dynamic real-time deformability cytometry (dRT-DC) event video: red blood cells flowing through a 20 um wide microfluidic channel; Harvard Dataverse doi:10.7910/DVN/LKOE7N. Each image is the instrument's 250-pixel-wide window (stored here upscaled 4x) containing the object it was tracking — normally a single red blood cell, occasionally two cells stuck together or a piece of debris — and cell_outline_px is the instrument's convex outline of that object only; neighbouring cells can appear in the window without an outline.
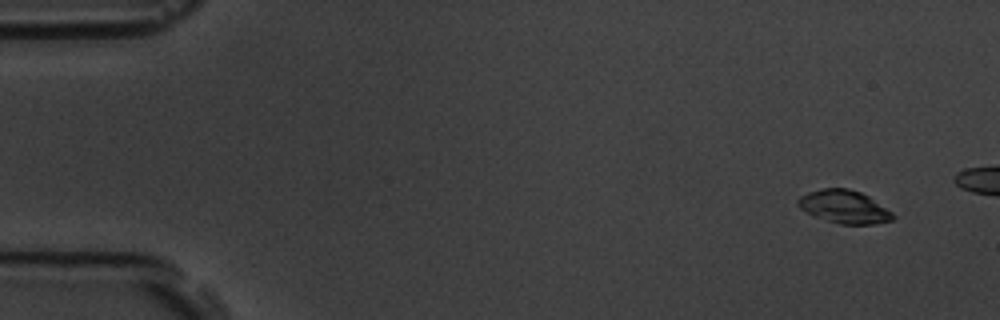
{"species": "common noctule bat (a hibernating species)", "species_latin": "Nyctalus noctula", "temperature_condition": "room temperature", "stored_images_in_passage": 5, "camera_frame_rate_fps": 3000, "um_per_image_px": 0.085, "animal": {"sex": "male", "body_mass_g": 19.5, "forearm_length_mm": 54.6}, "frame": {"image": 1, "passage_image": 1, "time_ms": 0.0, "image_size_px": [1000, 320], "cell_outline_px": [[896, 216], [892, 220], [872, 224], [840, 224], [812, 216], [800, 208], [796, 204], [796, 200], [800, 196], [808, 192], [824, 188], [848, 188], [860, 192], [868, 196], [892, 212]], "centroid_in_image_um": [71.72, 17.57], "position_along_channel_um": 13.3, "area_um2": 18.26}}